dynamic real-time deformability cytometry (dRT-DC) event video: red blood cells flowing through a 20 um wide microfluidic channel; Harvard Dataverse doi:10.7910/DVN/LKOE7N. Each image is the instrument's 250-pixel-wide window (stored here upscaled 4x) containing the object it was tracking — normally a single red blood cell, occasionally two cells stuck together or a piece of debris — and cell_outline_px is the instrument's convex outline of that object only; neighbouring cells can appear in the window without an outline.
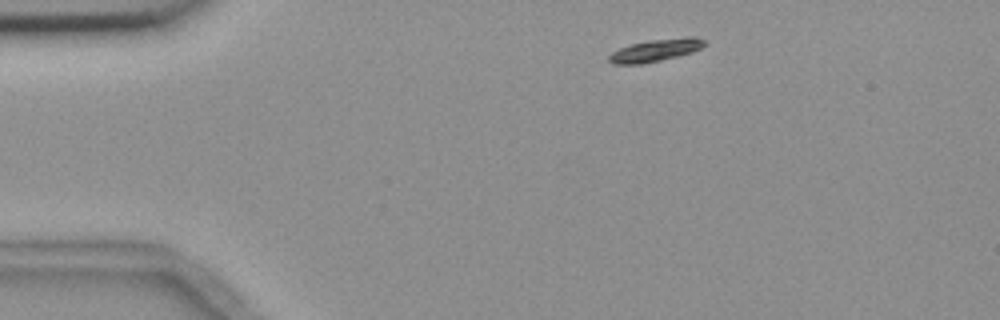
{"species": "common noctule bat (a hibernating species)", "species_latin": "Nyctalus noctula", "temperature_condition": "room temperature", "stored_images_in_passage": 2, "camera_frame_rate_fps": 3000, "um_per_image_px": 0.085, "animal": {"sex": "female", "body_mass_g": 18.4}, "frame": {"image": 1, "passage_image": 1, "time_ms": 0.0, "image_size_px": [1000, 320], "cell_outline_px": [[704, 44], [700, 48], [692, 52], [660, 60], [640, 64], [612, 64], [608, 60], [608, 56], [612, 52], [620, 48], [632, 44], [648, 40], [684, 36], [696, 36], [704, 40]], "centroid_in_image_um": [55.71, 4.26], "position_along_channel_um": 29.3, "area_um2": 12.37}}